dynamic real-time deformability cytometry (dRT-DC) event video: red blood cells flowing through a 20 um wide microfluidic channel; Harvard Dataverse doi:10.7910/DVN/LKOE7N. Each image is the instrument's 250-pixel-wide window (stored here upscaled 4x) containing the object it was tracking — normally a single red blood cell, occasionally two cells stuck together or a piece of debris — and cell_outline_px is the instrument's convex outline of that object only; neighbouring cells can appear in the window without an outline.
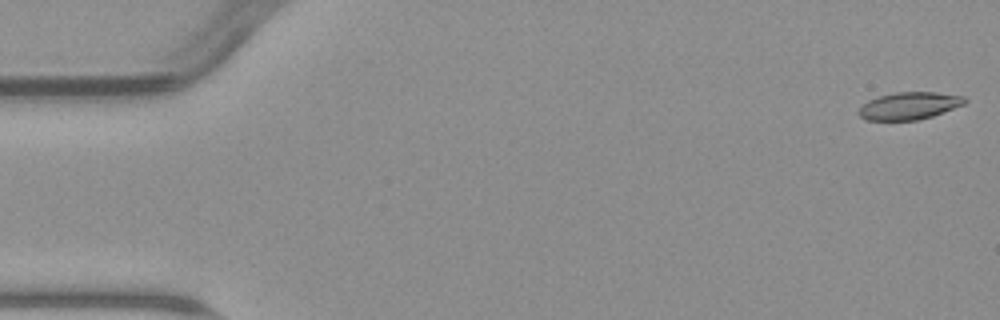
{"species": "common noctule bat (a hibernating species)", "species_latin": "Nyctalus noctula", "temperature_condition": "warm", "stored_images_in_passage": 5, "camera_frame_rate_fps": 3000, "um_per_image_px": 0.085, "animal": {"sex": "male", "body_mass_g": 23.1, "forearm_length_mm": 52.7}, "frame": {"image": 1, "passage_image": 1, "time_ms": 0.0, "image_size_px": [1000, 320], "cell_outline_px": [[968, 100], [964, 104], [932, 116], [916, 120], [864, 120], [856, 112], [868, 100], [880, 96], [896, 92], [936, 92], [964, 96]], "centroid_in_image_um": [77.28, 8.99], "position_along_channel_um": 7.7, "area_um2": 16.82}}
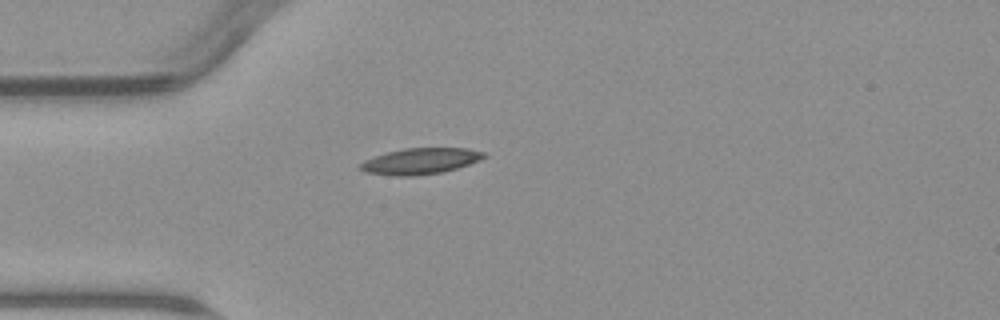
{"frame": {"image": 2, "passage_image": 5, "time_ms": 4.667, "image_size_px": [1000, 320], "cell_outline_px": [[488, 156], [480, 160], [444, 172], [412, 176], [392, 176], [364, 172], [360, 168], [360, 164], [364, 160], [388, 152], [404, 148], [468, 148], [484, 152]], "centroid_in_image_um": [35.74, 13.7], "position_along_channel_um": 49.3, "area_um2": 18.79}}